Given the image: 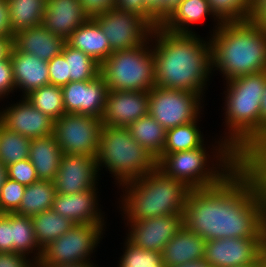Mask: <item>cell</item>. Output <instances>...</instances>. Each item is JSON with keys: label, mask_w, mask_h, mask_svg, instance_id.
<instances>
[{"label": "cell", "mask_w": 266, "mask_h": 267, "mask_svg": "<svg viewBox=\"0 0 266 267\" xmlns=\"http://www.w3.org/2000/svg\"><path fill=\"white\" fill-rule=\"evenodd\" d=\"M55 195L54 181L38 180L26 186L20 206L14 213L32 217L52 209Z\"/></svg>", "instance_id": "27"}, {"label": "cell", "mask_w": 266, "mask_h": 267, "mask_svg": "<svg viewBox=\"0 0 266 267\" xmlns=\"http://www.w3.org/2000/svg\"><path fill=\"white\" fill-rule=\"evenodd\" d=\"M197 35L174 33L160 25L152 29L155 86L196 92L204 99L212 75L211 48L209 40Z\"/></svg>", "instance_id": "2"}, {"label": "cell", "mask_w": 266, "mask_h": 267, "mask_svg": "<svg viewBox=\"0 0 266 267\" xmlns=\"http://www.w3.org/2000/svg\"><path fill=\"white\" fill-rule=\"evenodd\" d=\"M260 258L262 260L263 267H266V231L264 232V236L260 244Z\"/></svg>", "instance_id": "53"}, {"label": "cell", "mask_w": 266, "mask_h": 267, "mask_svg": "<svg viewBox=\"0 0 266 267\" xmlns=\"http://www.w3.org/2000/svg\"><path fill=\"white\" fill-rule=\"evenodd\" d=\"M65 43L66 39L51 33L42 24L19 30L13 38V46L19 52L33 54L47 62L62 53Z\"/></svg>", "instance_id": "22"}, {"label": "cell", "mask_w": 266, "mask_h": 267, "mask_svg": "<svg viewBox=\"0 0 266 267\" xmlns=\"http://www.w3.org/2000/svg\"><path fill=\"white\" fill-rule=\"evenodd\" d=\"M211 12L221 22L251 19L254 0H207Z\"/></svg>", "instance_id": "36"}, {"label": "cell", "mask_w": 266, "mask_h": 267, "mask_svg": "<svg viewBox=\"0 0 266 267\" xmlns=\"http://www.w3.org/2000/svg\"><path fill=\"white\" fill-rule=\"evenodd\" d=\"M224 91L223 139L243 160H261V109L266 71L229 79ZM228 131V132H227Z\"/></svg>", "instance_id": "3"}, {"label": "cell", "mask_w": 266, "mask_h": 267, "mask_svg": "<svg viewBox=\"0 0 266 267\" xmlns=\"http://www.w3.org/2000/svg\"><path fill=\"white\" fill-rule=\"evenodd\" d=\"M31 139L11 131L0 122V162L5 166L29 156Z\"/></svg>", "instance_id": "35"}, {"label": "cell", "mask_w": 266, "mask_h": 267, "mask_svg": "<svg viewBox=\"0 0 266 267\" xmlns=\"http://www.w3.org/2000/svg\"><path fill=\"white\" fill-rule=\"evenodd\" d=\"M63 153L53 134L31 139L28 159L39 180L54 181Z\"/></svg>", "instance_id": "26"}, {"label": "cell", "mask_w": 266, "mask_h": 267, "mask_svg": "<svg viewBox=\"0 0 266 267\" xmlns=\"http://www.w3.org/2000/svg\"><path fill=\"white\" fill-rule=\"evenodd\" d=\"M251 19L266 30V0H254Z\"/></svg>", "instance_id": "47"}, {"label": "cell", "mask_w": 266, "mask_h": 267, "mask_svg": "<svg viewBox=\"0 0 266 267\" xmlns=\"http://www.w3.org/2000/svg\"><path fill=\"white\" fill-rule=\"evenodd\" d=\"M210 35L212 74L228 81L266 71V30L252 19L223 22Z\"/></svg>", "instance_id": "4"}, {"label": "cell", "mask_w": 266, "mask_h": 267, "mask_svg": "<svg viewBox=\"0 0 266 267\" xmlns=\"http://www.w3.org/2000/svg\"><path fill=\"white\" fill-rule=\"evenodd\" d=\"M115 8L123 12L139 14L153 28L160 25L156 20V15L146 6L145 0H116Z\"/></svg>", "instance_id": "40"}, {"label": "cell", "mask_w": 266, "mask_h": 267, "mask_svg": "<svg viewBox=\"0 0 266 267\" xmlns=\"http://www.w3.org/2000/svg\"><path fill=\"white\" fill-rule=\"evenodd\" d=\"M25 189V185L6 177L0 191V212L14 213L20 206Z\"/></svg>", "instance_id": "38"}, {"label": "cell", "mask_w": 266, "mask_h": 267, "mask_svg": "<svg viewBox=\"0 0 266 267\" xmlns=\"http://www.w3.org/2000/svg\"><path fill=\"white\" fill-rule=\"evenodd\" d=\"M88 18L80 0H47L42 25L67 39Z\"/></svg>", "instance_id": "20"}, {"label": "cell", "mask_w": 266, "mask_h": 267, "mask_svg": "<svg viewBox=\"0 0 266 267\" xmlns=\"http://www.w3.org/2000/svg\"><path fill=\"white\" fill-rule=\"evenodd\" d=\"M47 0H7L10 26L16 33L42 24Z\"/></svg>", "instance_id": "31"}, {"label": "cell", "mask_w": 266, "mask_h": 267, "mask_svg": "<svg viewBox=\"0 0 266 267\" xmlns=\"http://www.w3.org/2000/svg\"><path fill=\"white\" fill-rule=\"evenodd\" d=\"M99 174L96 157L63 154L54 179L56 193L74 194L97 188Z\"/></svg>", "instance_id": "14"}, {"label": "cell", "mask_w": 266, "mask_h": 267, "mask_svg": "<svg viewBox=\"0 0 266 267\" xmlns=\"http://www.w3.org/2000/svg\"><path fill=\"white\" fill-rule=\"evenodd\" d=\"M83 11L89 16L94 17L98 14L115 9L116 0H80Z\"/></svg>", "instance_id": "45"}, {"label": "cell", "mask_w": 266, "mask_h": 267, "mask_svg": "<svg viewBox=\"0 0 266 267\" xmlns=\"http://www.w3.org/2000/svg\"><path fill=\"white\" fill-rule=\"evenodd\" d=\"M6 175L9 179L17 181L25 186L39 180L36 169L28 158L7 166Z\"/></svg>", "instance_id": "39"}, {"label": "cell", "mask_w": 266, "mask_h": 267, "mask_svg": "<svg viewBox=\"0 0 266 267\" xmlns=\"http://www.w3.org/2000/svg\"><path fill=\"white\" fill-rule=\"evenodd\" d=\"M134 140L141 144L156 160L162 155L166 130L149 113L128 127Z\"/></svg>", "instance_id": "28"}, {"label": "cell", "mask_w": 266, "mask_h": 267, "mask_svg": "<svg viewBox=\"0 0 266 267\" xmlns=\"http://www.w3.org/2000/svg\"><path fill=\"white\" fill-rule=\"evenodd\" d=\"M14 34L10 26L7 0H0V37H14Z\"/></svg>", "instance_id": "46"}, {"label": "cell", "mask_w": 266, "mask_h": 267, "mask_svg": "<svg viewBox=\"0 0 266 267\" xmlns=\"http://www.w3.org/2000/svg\"><path fill=\"white\" fill-rule=\"evenodd\" d=\"M261 159L266 157V86L261 104Z\"/></svg>", "instance_id": "48"}, {"label": "cell", "mask_w": 266, "mask_h": 267, "mask_svg": "<svg viewBox=\"0 0 266 267\" xmlns=\"http://www.w3.org/2000/svg\"><path fill=\"white\" fill-rule=\"evenodd\" d=\"M61 54L68 63V83L93 80L100 75V64L81 50L65 43Z\"/></svg>", "instance_id": "33"}, {"label": "cell", "mask_w": 266, "mask_h": 267, "mask_svg": "<svg viewBox=\"0 0 266 267\" xmlns=\"http://www.w3.org/2000/svg\"><path fill=\"white\" fill-rule=\"evenodd\" d=\"M150 44L151 35L139 47L115 51L100 64V75L109 91L149 92L155 86V58Z\"/></svg>", "instance_id": "8"}, {"label": "cell", "mask_w": 266, "mask_h": 267, "mask_svg": "<svg viewBox=\"0 0 266 267\" xmlns=\"http://www.w3.org/2000/svg\"><path fill=\"white\" fill-rule=\"evenodd\" d=\"M263 238H222L205 242L204 260L212 267H238L260 259Z\"/></svg>", "instance_id": "15"}, {"label": "cell", "mask_w": 266, "mask_h": 267, "mask_svg": "<svg viewBox=\"0 0 266 267\" xmlns=\"http://www.w3.org/2000/svg\"><path fill=\"white\" fill-rule=\"evenodd\" d=\"M48 63L50 84L64 86L68 84V63L62 54L52 58Z\"/></svg>", "instance_id": "41"}, {"label": "cell", "mask_w": 266, "mask_h": 267, "mask_svg": "<svg viewBox=\"0 0 266 267\" xmlns=\"http://www.w3.org/2000/svg\"><path fill=\"white\" fill-rule=\"evenodd\" d=\"M218 139L215 145L212 143L211 153L206 144L193 150L162 153L157 168L191 189L215 186L243 161L223 138Z\"/></svg>", "instance_id": "6"}, {"label": "cell", "mask_w": 266, "mask_h": 267, "mask_svg": "<svg viewBox=\"0 0 266 267\" xmlns=\"http://www.w3.org/2000/svg\"><path fill=\"white\" fill-rule=\"evenodd\" d=\"M177 267H212V266L209 263H207L205 260H201V261L184 264V265L177 266Z\"/></svg>", "instance_id": "54"}, {"label": "cell", "mask_w": 266, "mask_h": 267, "mask_svg": "<svg viewBox=\"0 0 266 267\" xmlns=\"http://www.w3.org/2000/svg\"><path fill=\"white\" fill-rule=\"evenodd\" d=\"M12 252V213L0 214V253Z\"/></svg>", "instance_id": "43"}, {"label": "cell", "mask_w": 266, "mask_h": 267, "mask_svg": "<svg viewBox=\"0 0 266 267\" xmlns=\"http://www.w3.org/2000/svg\"><path fill=\"white\" fill-rule=\"evenodd\" d=\"M123 254L119 257L118 267L163 266L161 253L145 250L125 239Z\"/></svg>", "instance_id": "37"}, {"label": "cell", "mask_w": 266, "mask_h": 267, "mask_svg": "<svg viewBox=\"0 0 266 267\" xmlns=\"http://www.w3.org/2000/svg\"><path fill=\"white\" fill-rule=\"evenodd\" d=\"M13 71L10 58L0 60V99L15 92ZM1 101V100H0Z\"/></svg>", "instance_id": "42"}, {"label": "cell", "mask_w": 266, "mask_h": 267, "mask_svg": "<svg viewBox=\"0 0 266 267\" xmlns=\"http://www.w3.org/2000/svg\"><path fill=\"white\" fill-rule=\"evenodd\" d=\"M6 177V167L0 162V191Z\"/></svg>", "instance_id": "55"}, {"label": "cell", "mask_w": 266, "mask_h": 267, "mask_svg": "<svg viewBox=\"0 0 266 267\" xmlns=\"http://www.w3.org/2000/svg\"><path fill=\"white\" fill-rule=\"evenodd\" d=\"M27 101L52 120L65 115L62 88L53 84L40 87L25 96Z\"/></svg>", "instance_id": "34"}, {"label": "cell", "mask_w": 266, "mask_h": 267, "mask_svg": "<svg viewBox=\"0 0 266 267\" xmlns=\"http://www.w3.org/2000/svg\"><path fill=\"white\" fill-rule=\"evenodd\" d=\"M31 217L12 213V252L30 257L37 264L42 255ZM32 253V254H31Z\"/></svg>", "instance_id": "29"}, {"label": "cell", "mask_w": 266, "mask_h": 267, "mask_svg": "<svg viewBox=\"0 0 266 267\" xmlns=\"http://www.w3.org/2000/svg\"><path fill=\"white\" fill-rule=\"evenodd\" d=\"M14 37H0V60L10 58Z\"/></svg>", "instance_id": "50"}, {"label": "cell", "mask_w": 266, "mask_h": 267, "mask_svg": "<svg viewBox=\"0 0 266 267\" xmlns=\"http://www.w3.org/2000/svg\"><path fill=\"white\" fill-rule=\"evenodd\" d=\"M15 91L21 90V97L42 86L50 84L47 61L33 54L21 53L14 46L10 53Z\"/></svg>", "instance_id": "21"}, {"label": "cell", "mask_w": 266, "mask_h": 267, "mask_svg": "<svg viewBox=\"0 0 266 267\" xmlns=\"http://www.w3.org/2000/svg\"><path fill=\"white\" fill-rule=\"evenodd\" d=\"M238 267H263V263H262V260L260 258L257 262L249 263V264H246V265H241V266H238Z\"/></svg>", "instance_id": "56"}, {"label": "cell", "mask_w": 266, "mask_h": 267, "mask_svg": "<svg viewBox=\"0 0 266 267\" xmlns=\"http://www.w3.org/2000/svg\"><path fill=\"white\" fill-rule=\"evenodd\" d=\"M96 158L98 171L107 169L118 187L157 167L156 158L123 127L102 125Z\"/></svg>", "instance_id": "7"}, {"label": "cell", "mask_w": 266, "mask_h": 267, "mask_svg": "<svg viewBox=\"0 0 266 267\" xmlns=\"http://www.w3.org/2000/svg\"><path fill=\"white\" fill-rule=\"evenodd\" d=\"M38 245L44 249L48 244L68 232L73 225L66 217L53 209L31 217Z\"/></svg>", "instance_id": "30"}, {"label": "cell", "mask_w": 266, "mask_h": 267, "mask_svg": "<svg viewBox=\"0 0 266 267\" xmlns=\"http://www.w3.org/2000/svg\"><path fill=\"white\" fill-rule=\"evenodd\" d=\"M182 0H164V18L181 2Z\"/></svg>", "instance_id": "52"}, {"label": "cell", "mask_w": 266, "mask_h": 267, "mask_svg": "<svg viewBox=\"0 0 266 267\" xmlns=\"http://www.w3.org/2000/svg\"><path fill=\"white\" fill-rule=\"evenodd\" d=\"M0 122L9 130L30 139L53 134L54 120L30 104L25 97L1 109Z\"/></svg>", "instance_id": "17"}, {"label": "cell", "mask_w": 266, "mask_h": 267, "mask_svg": "<svg viewBox=\"0 0 266 267\" xmlns=\"http://www.w3.org/2000/svg\"><path fill=\"white\" fill-rule=\"evenodd\" d=\"M37 267H99L96 263H74V264H50L47 266Z\"/></svg>", "instance_id": "51"}, {"label": "cell", "mask_w": 266, "mask_h": 267, "mask_svg": "<svg viewBox=\"0 0 266 267\" xmlns=\"http://www.w3.org/2000/svg\"><path fill=\"white\" fill-rule=\"evenodd\" d=\"M203 102L196 92L154 86L149 91L148 113L167 131L196 120Z\"/></svg>", "instance_id": "10"}, {"label": "cell", "mask_w": 266, "mask_h": 267, "mask_svg": "<svg viewBox=\"0 0 266 267\" xmlns=\"http://www.w3.org/2000/svg\"><path fill=\"white\" fill-rule=\"evenodd\" d=\"M146 6L156 15V20L161 23L164 19V0H145Z\"/></svg>", "instance_id": "49"}, {"label": "cell", "mask_w": 266, "mask_h": 267, "mask_svg": "<svg viewBox=\"0 0 266 267\" xmlns=\"http://www.w3.org/2000/svg\"><path fill=\"white\" fill-rule=\"evenodd\" d=\"M97 190L98 187L74 194L56 193L52 209L74 224H105L107 218L99 208Z\"/></svg>", "instance_id": "19"}, {"label": "cell", "mask_w": 266, "mask_h": 267, "mask_svg": "<svg viewBox=\"0 0 266 267\" xmlns=\"http://www.w3.org/2000/svg\"><path fill=\"white\" fill-rule=\"evenodd\" d=\"M109 40L112 53L144 44L153 27L139 14L110 9L92 17Z\"/></svg>", "instance_id": "12"}, {"label": "cell", "mask_w": 266, "mask_h": 267, "mask_svg": "<svg viewBox=\"0 0 266 267\" xmlns=\"http://www.w3.org/2000/svg\"><path fill=\"white\" fill-rule=\"evenodd\" d=\"M183 216L162 215L127 223L126 227H129L125 238L137 247L161 253L183 225Z\"/></svg>", "instance_id": "16"}, {"label": "cell", "mask_w": 266, "mask_h": 267, "mask_svg": "<svg viewBox=\"0 0 266 267\" xmlns=\"http://www.w3.org/2000/svg\"><path fill=\"white\" fill-rule=\"evenodd\" d=\"M120 188L123 193L119 207L126 223L162 215H184L191 190L184 182L166 176L157 167L136 180L120 185Z\"/></svg>", "instance_id": "5"}, {"label": "cell", "mask_w": 266, "mask_h": 267, "mask_svg": "<svg viewBox=\"0 0 266 267\" xmlns=\"http://www.w3.org/2000/svg\"><path fill=\"white\" fill-rule=\"evenodd\" d=\"M149 92L109 91L102 117L103 125L127 128L148 114Z\"/></svg>", "instance_id": "18"}, {"label": "cell", "mask_w": 266, "mask_h": 267, "mask_svg": "<svg viewBox=\"0 0 266 267\" xmlns=\"http://www.w3.org/2000/svg\"><path fill=\"white\" fill-rule=\"evenodd\" d=\"M183 224L205 241L263 238L266 231V167L243 160L219 184L191 189Z\"/></svg>", "instance_id": "1"}, {"label": "cell", "mask_w": 266, "mask_h": 267, "mask_svg": "<svg viewBox=\"0 0 266 267\" xmlns=\"http://www.w3.org/2000/svg\"><path fill=\"white\" fill-rule=\"evenodd\" d=\"M66 43L73 48L81 50L99 64L112 54L109 40L92 17H89L80 25L66 39Z\"/></svg>", "instance_id": "25"}, {"label": "cell", "mask_w": 266, "mask_h": 267, "mask_svg": "<svg viewBox=\"0 0 266 267\" xmlns=\"http://www.w3.org/2000/svg\"><path fill=\"white\" fill-rule=\"evenodd\" d=\"M199 116L196 120L174 127L166 131L165 144L162 153L188 151L202 146L205 142L199 128Z\"/></svg>", "instance_id": "32"}, {"label": "cell", "mask_w": 266, "mask_h": 267, "mask_svg": "<svg viewBox=\"0 0 266 267\" xmlns=\"http://www.w3.org/2000/svg\"><path fill=\"white\" fill-rule=\"evenodd\" d=\"M0 267H37V264L28 256L10 252L0 253Z\"/></svg>", "instance_id": "44"}, {"label": "cell", "mask_w": 266, "mask_h": 267, "mask_svg": "<svg viewBox=\"0 0 266 267\" xmlns=\"http://www.w3.org/2000/svg\"><path fill=\"white\" fill-rule=\"evenodd\" d=\"M205 240L184 224L161 252L164 267H177L204 260Z\"/></svg>", "instance_id": "23"}, {"label": "cell", "mask_w": 266, "mask_h": 267, "mask_svg": "<svg viewBox=\"0 0 266 267\" xmlns=\"http://www.w3.org/2000/svg\"><path fill=\"white\" fill-rule=\"evenodd\" d=\"M104 226L105 224L73 225L68 232L42 250L37 266L95 262L90 259L104 236Z\"/></svg>", "instance_id": "9"}, {"label": "cell", "mask_w": 266, "mask_h": 267, "mask_svg": "<svg viewBox=\"0 0 266 267\" xmlns=\"http://www.w3.org/2000/svg\"><path fill=\"white\" fill-rule=\"evenodd\" d=\"M61 88L65 113L102 119L109 88L101 75L93 80L69 82Z\"/></svg>", "instance_id": "13"}, {"label": "cell", "mask_w": 266, "mask_h": 267, "mask_svg": "<svg viewBox=\"0 0 266 267\" xmlns=\"http://www.w3.org/2000/svg\"><path fill=\"white\" fill-rule=\"evenodd\" d=\"M102 125L92 115L66 113L54 121L53 136L63 154L97 157Z\"/></svg>", "instance_id": "11"}, {"label": "cell", "mask_w": 266, "mask_h": 267, "mask_svg": "<svg viewBox=\"0 0 266 267\" xmlns=\"http://www.w3.org/2000/svg\"><path fill=\"white\" fill-rule=\"evenodd\" d=\"M213 17L215 27L209 34H213L221 22L210 10L207 0H182L160 23V26L174 33H195L192 25L201 22L207 17ZM191 27V28H190Z\"/></svg>", "instance_id": "24"}]
</instances>
